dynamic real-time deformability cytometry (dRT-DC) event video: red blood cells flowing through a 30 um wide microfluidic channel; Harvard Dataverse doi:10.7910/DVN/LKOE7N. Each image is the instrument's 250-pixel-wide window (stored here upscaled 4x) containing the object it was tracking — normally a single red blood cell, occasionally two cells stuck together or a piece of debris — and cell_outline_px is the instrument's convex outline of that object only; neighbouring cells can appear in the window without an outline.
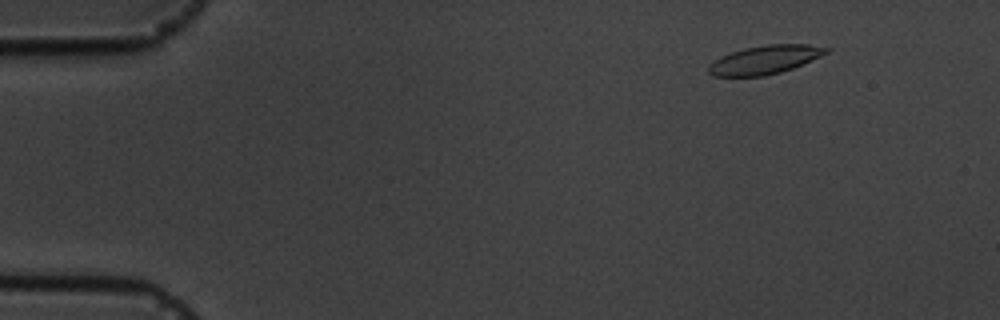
{"species": "common noctule bat (a hibernating species)", "species_latin": "Nyctalus noctula", "temperature_condition": "cold", "stored_images_in_passage": 6, "camera_frame_rate_fps": 3000, "um_per_image_px": 0.085, "animal": {"sex": "male", "body_mass_g": 19.5, "forearm_length_mm": 54.6}, "frame": {"image": 1, "passage_image": 2, "time_ms": 2.0, "image_size_px": [1000, 320], "cell_outline_px": [[832, 48], [828, 52], [792, 68], [780, 72], [764, 76], [712, 76], [708, 72], [708, 64], [720, 56], [744, 48], [768, 44], [808, 44]], "centroid_in_image_um": [64.97, 5.07], "position_along_channel_um": 20.0, "area_um2": 19.48}}
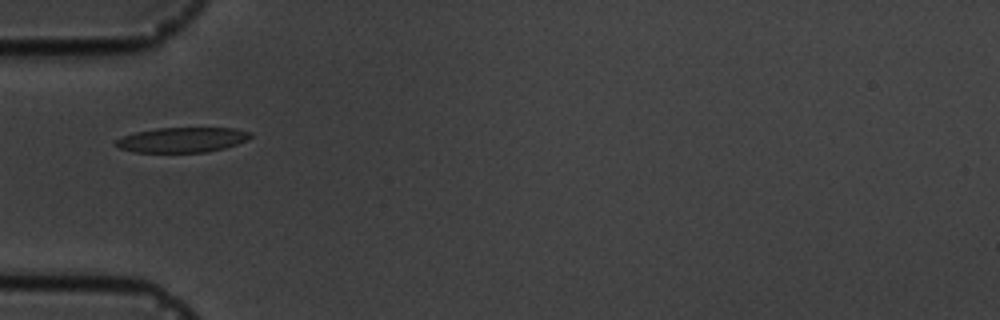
{"frame": {"image": 2, "passage_image": 5, "time_ms": 6.0, "image_size_px": [1000, 320], "cell_outline_px": [[252, 136], [236, 144], [224, 148], [208, 152], [132, 152], [120, 148], [116, 144], [116, 140], [124, 136], [136, 132], [156, 128], [236, 128], [252, 132]], "centroid_in_image_um": [15.5, 11.88], "position_along_channel_um": 69.5, "area_um2": 19.48}}
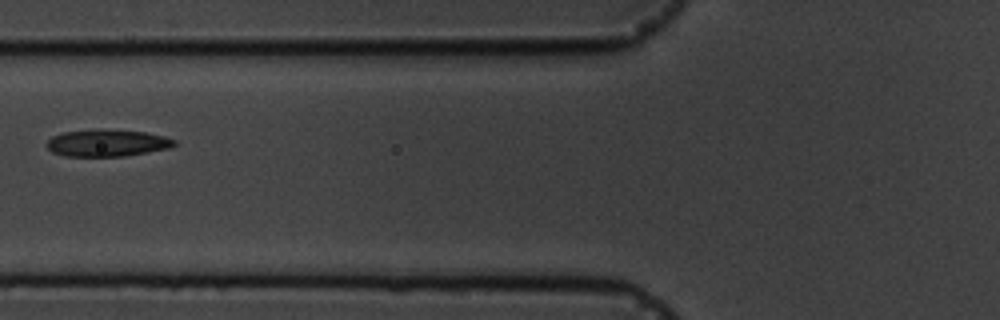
{"frame": {"image": 3, "passage_image": 6, "time_ms": 7.333, "image_size_px": [1000, 320], "cell_outline_px": [[176, 144], [168, 148], [148, 152], [124, 156], [64, 156], [52, 152], [44, 144], [52, 136], [64, 132], [96, 128], [144, 132], [164, 136], [176, 140]], "centroid_in_image_um": [9.07, 12.14], "position_along_channel_um": 116.7, "area_um2": 20.17}}